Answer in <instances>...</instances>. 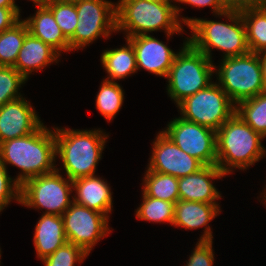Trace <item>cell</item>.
Masks as SVG:
<instances>
[{
    "label": "cell",
    "mask_w": 266,
    "mask_h": 266,
    "mask_svg": "<svg viewBox=\"0 0 266 266\" xmlns=\"http://www.w3.org/2000/svg\"><path fill=\"white\" fill-rule=\"evenodd\" d=\"M56 155L54 131L43 124L29 135L0 144V158L5 166L12 164L23 171L15 179L20 185L30 178L55 171Z\"/></svg>",
    "instance_id": "cell-1"
},
{
    "label": "cell",
    "mask_w": 266,
    "mask_h": 266,
    "mask_svg": "<svg viewBox=\"0 0 266 266\" xmlns=\"http://www.w3.org/2000/svg\"><path fill=\"white\" fill-rule=\"evenodd\" d=\"M73 188L72 180L64 179L59 170L25 181L21 185L20 204L33 208L46 209L45 214H62L70 207V192Z\"/></svg>",
    "instance_id": "cell-8"
},
{
    "label": "cell",
    "mask_w": 266,
    "mask_h": 266,
    "mask_svg": "<svg viewBox=\"0 0 266 266\" xmlns=\"http://www.w3.org/2000/svg\"><path fill=\"white\" fill-rule=\"evenodd\" d=\"M25 81L26 79L14 67L0 66V108L9 101L21 97L18 90Z\"/></svg>",
    "instance_id": "cell-30"
},
{
    "label": "cell",
    "mask_w": 266,
    "mask_h": 266,
    "mask_svg": "<svg viewBox=\"0 0 266 266\" xmlns=\"http://www.w3.org/2000/svg\"><path fill=\"white\" fill-rule=\"evenodd\" d=\"M212 232L210 227H205L204 234L200 237L194 252L186 266H212L214 254L212 250Z\"/></svg>",
    "instance_id": "cell-32"
},
{
    "label": "cell",
    "mask_w": 266,
    "mask_h": 266,
    "mask_svg": "<svg viewBox=\"0 0 266 266\" xmlns=\"http://www.w3.org/2000/svg\"><path fill=\"white\" fill-rule=\"evenodd\" d=\"M166 134L181 150L203 165H217L216 131L185 120L182 117L169 122Z\"/></svg>",
    "instance_id": "cell-11"
},
{
    "label": "cell",
    "mask_w": 266,
    "mask_h": 266,
    "mask_svg": "<svg viewBox=\"0 0 266 266\" xmlns=\"http://www.w3.org/2000/svg\"><path fill=\"white\" fill-rule=\"evenodd\" d=\"M77 0H47V2H68L75 3Z\"/></svg>",
    "instance_id": "cell-40"
},
{
    "label": "cell",
    "mask_w": 266,
    "mask_h": 266,
    "mask_svg": "<svg viewBox=\"0 0 266 266\" xmlns=\"http://www.w3.org/2000/svg\"><path fill=\"white\" fill-rule=\"evenodd\" d=\"M116 5V30H126V38L160 29H165L167 35L171 36L183 30L178 19L181 9L171 3L120 0Z\"/></svg>",
    "instance_id": "cell-4"
},
{
    "label": "cell",
    "mask_w": 266,
    "mask_h": 266,
    "mask_svg": "<svg viewBox=\"0 0 266 266\" xmlns=\"http://www.w3.org/2000/svg\"><path fill=\"white\" fill-rule=\"evenodd\" d=\"M126 39L134 47L137 70L144 68L155 75L167 77L176 56L172 49L148 34Z\"/></svg>",
    "instance_id": "cell-15"
},
{
    "label": "cell",
    "mask_w": 266,
    "mask_h": 266,
    "mask_svg": "<svg viewBox=\"0 0 266 266\" xmlns=\"http://www.w3.org/2000/svg\"><path fill=\"white\" fill-rule=\"evenodd\" d=\"M87 255L79 246L67 242L42 261L45 266H74L75 262L80 263Z\"/></svg>",
    "instance_id": "cell-31"
},
{
    "label": "cell",
    "mask_w": 266,
    "mask_h": 266,
    "mask_svg": "<svg viewBox=\"0 0 266 266\" xmlns=\"http://www.w3.org/2000/svg\"><path fill=\"white\" fill-rule=\"evenodd\" d=\"M181 117L217 131L236 112V105L216 83L185 98L177 105Z\"/></svg>",
    "instance_id": "cell-9"
},
{
    "label": "cell",
    "mask_w": 266,
    "mask_h": 266,
    "mask_svg": "<svg viewBox=\"0 0 266 266\" xmlns=\"http://www.w3.org/2000/svg\"><path fill=\"white\" fill-rule=\"evenodd\" d=\"M265 0H233V7L239 8L246 5H262Z\"/></svg>",
    "instance_id": "cell-36"
},
{
    "label": "cell",
    "mask_w": 266,
    "mask_h": 266,
    "mask_svg": "<svg viewBox=\"0 0 266 266\" xmlns=\"http://www.w3.org/2000/svg\"><path fill=\"white\" fill-rule=\"evenodd\" d=\"M77 197L74 202L104 215L112 210V194L108 184L94 175L72 180Z\"/></svg>",
    "instance_id": "cell-17"
},
{
    "label": "cell",
    "mask_w": 266,
    "mask_h": 266,
    "mask_svg": "<svg viewBox=\"0 0 266 266\" xmlns=\"http://www.w3.org/2000/svg\"><path fill=\"white\" fill-rule=\"evenodd\" d=\"M263 54V55H262ZM262 55V56H261ZM261 68H262V76H263V86L264 92H266V50L259 53Z\"/></svg>",
    "instance_id": "cell-37"
},
{
    "label": "cell",
    "mask_w": 266,
    "mask_h": 266,
    "mask_svg": "<svg viewBox=\"0 0 266 266\" xmlns=\"http://www.w3.org/2000/svg\"><path fill=\"white\" fill-rule=\"evenodd\" d=\"M264 7H265V9H266V0L263 2V4H262Z\"/></svg>",
    "instance_id": "cell-43"
},
{
    "label": "cell",
    "mask_w": 266,
    "mask_h": 266,
    "mask_svg": "<svg viewBox=\"0 0 266 266\" xmlns=\"http://www.w3.org/2000/svg\"><path fill=\"white\" fill-rule=\"evenodd\" d=\"M45 5L52 11L62 33L69 40L75 32L79 20L75 3L47 2Z\"/></svg>",
    "instance_id": "cell-29"
},
{
    "label": "cell",
    "mask_w": 266,
    "mask_h": 266,
    "mask_svg": "<svg viewBox=\"0 0 266 266\" xmlns=\"http://www.w3.org/2000/svg\"><path fill=\"white\" fill-rule=\"evenodd\" d=\"M42 124L28 101L22 97L9 101L0 108V144L29 135Z\"/></svg>",
    "instance_id": "cell-14"
},
{
    "label": "cell",
    "mask_w": 266,
    "mask_h": 266,
    "mask_svg": "<svg viewBox=\"0 0 266 266\" xmlns=\"http://www.w3.org/2000/svg\"><path fill=\"white\" fill-rule=\"evenodd\" d=\"M62 216L43 214L35 227L34 245L40 259L67 243Z\"/></svg>",
    "instance_id": "cell-20"
},
{
    "label": "cell",
    "mask_w": 266,
    "mask_h": 266,
    "mask_svg": "<svg viewBox=\"0 0 266 266\" xmlns=\"http://www.w3.org/2000/svg\"><path fill=\"white\" fill-rule=\"evenodd\" d=\"M78 23L69 39V51L93 42L100 35L108 37L116 30V6L106 0H77Z\"/></svg>",
    "instance_id": "cell-10"
},
{
    "label": "cell",
    "mask_w": 266,
    "mask_h": 266,
    "mask_svg": "<svg viewBox=\"0 0 266 266\" xmlns=\"http://www.w3.org/2000/svg\"><path fill=\"white\" fill-rule=\"evenodd\" d=\"M33 17L24 20L29 32L54 48L59 54L61 51H69V40L55 21L52 11L46 6H38Z\"/></svg>",
    "instance_id": "cell-19"
},
{
    "label": "cell",
    "mask_w": 266,
    "mask_h": 266,
    "mask_svg": "<svg viewBox=\"0 0 266 266\" xmlns=\"http://www.w3.org/2000/svg\"><path fill=\"white\" fill-rule=\"evenodd\" d=\"M236 114L263 138L266 137V92L239 102Z\"/></svg>",
    "instance_id": "cell-26"
},
{
    "label": "cell",
    "mask_w": 266,
    "mask_h": 266,
    "mask_svg": "<svg viewBox=\"0 0 266 266\" xmlns=\"http://www.w3.org/2000/svg\"><path fill=\"white\" fill-rule=\"evenodd\" d=\"M215 66L204 53L189 42L176 54L168 75V94L178 105L185 98L207 88Z\"/></svg>",
    "instance_id": "cell-6"
},
{
    "label": "cell",
    "mask_w": 266,
    "mask_h": 266,
    "mask_svg": "<svg viewBox=\"0 0 266 266\" xmlns=\"http://www.w3.org/2000/svg\"><path fill=\"white\" fill-rule=\"evenodd\" d=\"M228 7H233V0H222Z\"/></svg>",
    "instance_id": "cell-42"
},
{
    "label": "cell",
    "mask_w": 266,
    "mask_h": 266,
    "mask_svg": "<svg viewBox=\"0 0 266 266\" xmlns=\"http://www.w3.org/2000/svg\"><path fill=\"white\" fill-rule=\"evenodd\" d=\"M148 1H151V2H157V3H171L170 0H148Z\"/></svg>",
    "instance_id": "cell-41"
},
{
    "label": "cell",
    "mask_w": 266,
    "mask_h": 266,
    "mask_svg": "<svg viewBox=\"0 0 266 266\" xmlns=\"http://www.w3.org/2000/svg\"><path fill=\"white\" fill-rule=\"evenodd\" d=\"M224 15L232 24L203 20L198 18H182L191 30L192 37L188 42L211 60V47L225 51L223 58L236 57L250 52L246 28L239 8L229 7Z\"/></svg>",
    "instance_id": "cell-2"
},
{
    "label": "cell",
    "mask_w": 266,
    "mask_h": 266,
    "mask_svg": "<svg viewBox=\"0 0 266 266\" xmlns=\"http://www.w3.org/2000/svg\"><path fill=\"white\" fill-rule=\"evenodd\" d=\"M262 139L235 113L216 131L217 166L227 175L232 168L254 165L266 152Z\"/></svg>",
    "instance_id": "cell-3"
},
{
    "label": "cell",
    "mask_w": 266,
    "mask_h": 266,
    "mask_svg": "<svg viewBox=\"0 0 266 266\" xmlns=\"http://www.w3.org/2000/svg\"><path fill=\"white\" fill-rule=\"evenodd\" d=\"M127 47L105 50L101 55L102 64L110 81L123 79L137 71L136 57L132 43L126 39Z\"/></svg>",
    "instance_id": "cell-23"
},
{
    "label": "cell",
    "mask_w": 266,
    "mask_h": 266,
    "mask_svg": "<svg viewBox=\"0 0 266 266\" xmlns=\"http://www.w3.org/2000/svg\"><path fill=\"white\" fill-rule=\"evenodd\" d=\"M222 62L219 70H215L218 85L233 103L238 104L264 92L259 53L227 57Z\"/></svg>",
    "instance_id": "cell-7"
},
{
    "label": "cell",
    "mask_w": 266,
    "mask_h": 266,
    "mask_svg": "<svg viewBox=\"0 0 266 266\" xmlns=\"http://www.w3.org/2000/svg\"><path fill=\"white\" fill-rule=\"evenodd\" d=\"M219 211L218 204L178 200L174 207L173 225L185 229L207 226Z\"/></svg>",
    "instance_id": "cell-21"
},
{
    "label": "cell",
    "mask_w": 266,
    "mask_h": 266,
    "mask_svg": "<svg viewBox=\"0 0 266 266\" xmlns=\"http://www.w3.org/2000/svg\"><path fill=\"white\" fill-rule=\"evenodd\" d=\"M152 150L149 171L180 178L195 173L204 166L199 160L181 150L162 131L157 135Z\"/></svg>",
    "instance_id": "cell-13"
},
{
    "label": "cell",
    "mask_w": 266,
    "mask_h": 266,
    "mask_svg": "<svg viewBox=\"0 0 266 266\" xmlns=\"http://www.w3.org/2000/svg\"><path fill=\"white\" fill-rule=\"evenodd\" d=\"M175 203L147 196L143 192V202L136 211V217L151 222H169L173 225Z\"/></svg>",
    "instance_id": "cell-28"
},
{
    "label": "cell",
    "mask_w": 266,
    "mask_h": 266,
    "mask_svg": "<svg viewBox=\"0 0 266 266\" xmlns=\"http://www.w3.org/2000/svg\"><path fill=\"white\" fill-rule=\"evenodd\" d=\"M102 133L101 130L76 131L56 128V154L60 155L70 180L95 174L107 139Z\"/></svg>",
    "instance_id": "cell-5"
},
{
    "label": "cell",
    "mask_w": 266,
    "mask_h": 266,
    "mask_svg": "<svg viewBox=\"0 0 266 266\" xmlns=\"http://www.w3.org/2000/svg\"><path fill=\"white\" fill-rule=\"evenodd\" d=\"M175 1L190 4L195 7L211 6L213 8V12H215L216 15L218 14V16L229 8L222 0H175Z\"/></svg>",
    "instance_id": "cell-35"
},
{
    "label": "cell",
    "mask_w": 266,
    "mask_h": 266,
    "mask_svg": "<svg viewBox=\"0 0 266 266\" xmlns=\"http://www.w3.org/2000/svg\"><path fill=\"white\" fill-rule=\"evenodd\" d=\"M124 93L121 86L115 81L104 80L96 98L98 111L111 120L120 110L123 104Z\"/></svg>",
    "instance_id": "cell-27"
},
{
    "label": "cell",
    "mask_w": 266,
    "mask_h": 266,
    "mask_svg": "<svg viewBox=\"0 0 266 266\" xmlns=\"http://www.w3.org/2000/svg\"><path fill=\"white\" fill-rule=\"evenodd\" d=\"M62 218L67 241L79 246L87 254L110 231L107 225L108 215L74 201L62 214Z\"/></svg>",
    "instance_id": "cell-12"
},
{
    "label": "cell",
    "mask_w": 266,
    "mask_h": 266,
    "mask_svg": "<svg viewBox=\"0 0 266 266\" xmlns=\"http://www.w3.org/2000/svg\"><path fill=\"white\" fill-rule=\"evenodd\" d=\"M0 7L3 8H18L14 0H0Z\"/></svg>",
    "instance_id": "cell-38"
},
{
    "label": "cell",
    "mask_w": 266,
    "mask_h": 266,
    "mask_svg": "<svg viewBox=\"0 0 266 266\" xmlns=\"http://www.w3.org/2000/svg\"><path fill=\"white\" fill-rule=\"evenodd\" d=\"M20 190L21 185L8 176L6 166L0 158V212L11 202V199H16L20 203Z\"/></svg>",
    "instance_id": "cell-33"
},
{
    "label": "cell",
    "mask_w": 266,
    "mask_h": 266,
    "mask_svg": "<svg viewBox=\"0 0 266 266\" xmlns=\"http://www.w3.org/2000/svg\"><path fill=\"white\" fill-rule=\"evenodd\" d=\"M146 172L143 192L147 196L173 203L179 200L177 177L149 170Z\"/></svg>",
    "instance_id": "cell-25"
},
{
    "label": "cell",
    "mask_w": 266,
    "mask_h": 266,
    "mask_svg": "<svg viewBox=\"0 0 266 266\" xmlns=\"http://www.w3.org/2000/svg\"><path fill=\"white\" fill-rule=\"evenodd\" d=\"M59 56L54 48L28 32L13 67L27 80L31 72L57 61Z\"/></svg>",
    "instance_id": "cell-18"
},
{
    "label": "cell",
    "mask_w": 266,
    "mask_h": 266,
    "mask_svg": "<svg viewBox=\"0 0 266 266\" xmlns=\"http://www.w3.org/2000/svg\"><path fill=\"white\" fill-rule=\"evenodd\" d=\"M246 28L247 43L250 52L260 53L266 50V9L263 5L239 7Z\"/></svg>",
    "instance_id": "cell-22"
},
{
    "label": "cell",
    "mask_w": 266,
    "mask_h": 266,
    "mask_svg": "<svg viewBox=\"0 0 266 266\" xmlns=\"http://www.w3.org/2000/svg\"><path fill=\"white\" fill-rule=\"evenodd\" d=\"M37 6H44L47 3V0H32Z\"/></svg>",
    "instance_id": "cell-39"
},
{
    "label": "cell",
    "mask_w": 266,
    "mask_h": 266,
    "mask_svg": "<svg viewBox=\"0 0 266 266\" xmlns=\"http://www.w3.org/2000/svg\"><path fill=\"white\" fill-rule=\"evenodd\" d=\"M19 8H3L0 7V33L11 28L20 19Z\"/></svg>",
    "instance_id": "cell-34"
},
{
    "label": "cell",
    "mask_w": 266,
    "mask_h": 266,
    "mask_svg": "<svg viewBox=\"0 0 266 266\" xmlns=\"http://www.w3.org/2000/svg\"><path fill=\"white\" fill-rule=\"evenodd\" d=\"M29 32L24 20L0 33V66L13 67Z\"/></svg>",
    "instance_id": "cell-24"
},
{
    "label": "cell",
    "mask_w": 266,
    "mask_h": 266,
    "mask_svg": "<svg viewBox=\"0 0 266 266\" xmlns=\"http://www.w3.org/2000/svg\"><path fill=\"white\" fill-rule=\"evenodd\" d=\"M225 176L217 165H204L190 175L178 178L179 200L217 204L221 195L210 179Z\"/></svg>",
    "instance_id": "cell-16"
}]
</instances>
